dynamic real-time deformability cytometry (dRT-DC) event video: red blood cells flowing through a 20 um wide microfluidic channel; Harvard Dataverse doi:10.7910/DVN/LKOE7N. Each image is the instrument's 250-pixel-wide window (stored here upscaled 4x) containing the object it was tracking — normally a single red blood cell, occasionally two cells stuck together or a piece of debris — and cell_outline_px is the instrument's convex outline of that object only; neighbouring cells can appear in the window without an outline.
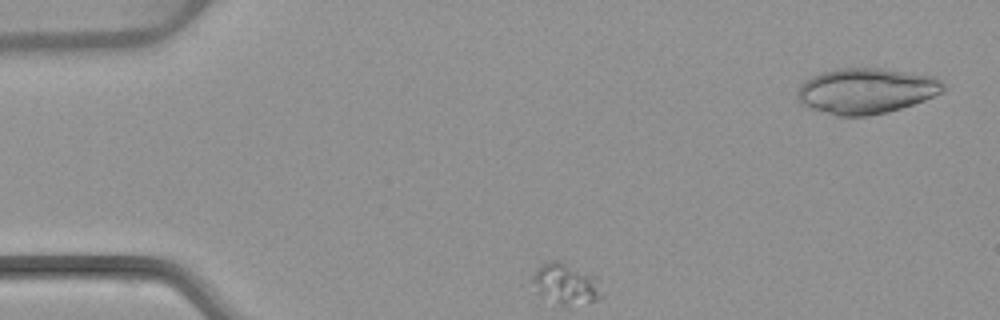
{"species": "common noctule bat (a hibernating species)", "species_latin": "Nyctalus noctula", "temperature_condition": "warm", "stored_images_in_passage": 39, "camera_frame_rate_fps": 3000, "um_per_image_px": 0.085, "animal": {"sex": "female", "body_mass_g": 22.7, "forearm_length_mm": 54.2}, "frame": {"image": 1, "passage_image": 2, "time_ms": 0.333, "image_size_px": [1000, 320], "cell_outline_px": [[604, 296], [596, 300], [564, 304], [560, 304], [540, 296], [536, 292], [532, 280], [532, 276], [540, 264], [548, 260], [556, 260], [596, 276], [600, 280]], "centroid_in_image_um": [48.09, 24.1], "position_along_channel_um": 36.9, "area_um2": 16.36}}
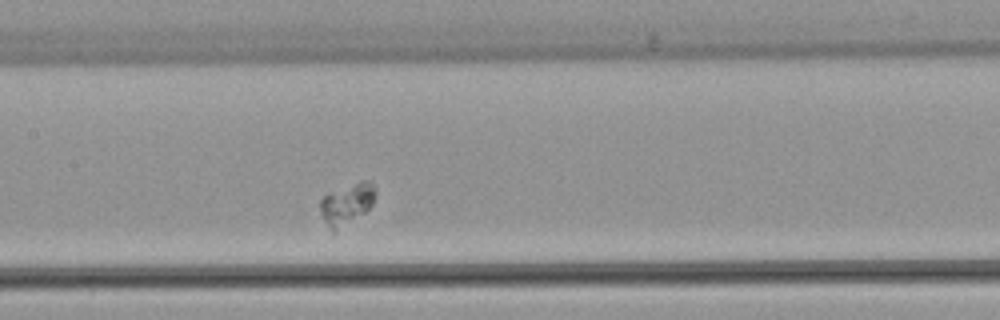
{"frame": {"image": 2, "passage_image": 17, "time_ms": 5.333, "image_size_px": [1000, 320], "cell_outline_px": [[376, 196], [372, 204], [364, 212], [336, 232], [332, 232], [320, 216], [320, 200], [328, 192], [360, 180], [368, 180], [372, 184], [376, 192]], "centroid_in_image_um": [29.45, 17.33], "position_along_channel_um": 178.0, "area_um2": 13.41}}
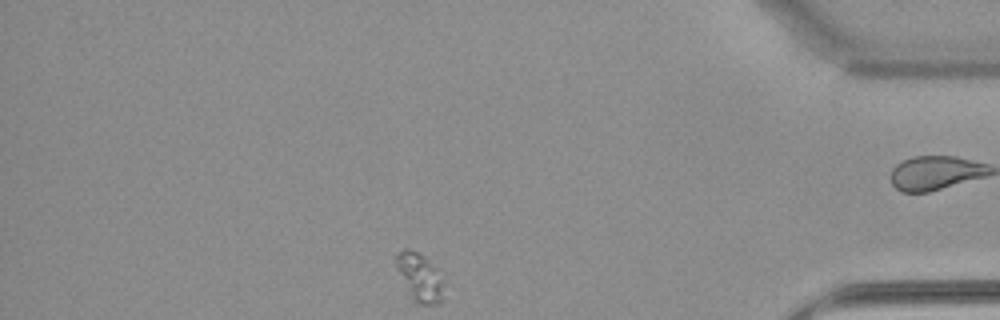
{"frame": {"image": 3, "passage_image": 38, "time_ms": 12.333, "image_size_px": [1000, 320], "cell_outline_px": [[444, 300], [440, 304], [424, 304], [412, 300], [408, 296], [396, 268], [396, 256], [404, 248], [408, 248], [424, 256], [428, 260], [440, 280]], "centroid_in_image_um": [35.61, 23.61], "position_along_channel_um": 399.6, "area_um2": 13.01}}